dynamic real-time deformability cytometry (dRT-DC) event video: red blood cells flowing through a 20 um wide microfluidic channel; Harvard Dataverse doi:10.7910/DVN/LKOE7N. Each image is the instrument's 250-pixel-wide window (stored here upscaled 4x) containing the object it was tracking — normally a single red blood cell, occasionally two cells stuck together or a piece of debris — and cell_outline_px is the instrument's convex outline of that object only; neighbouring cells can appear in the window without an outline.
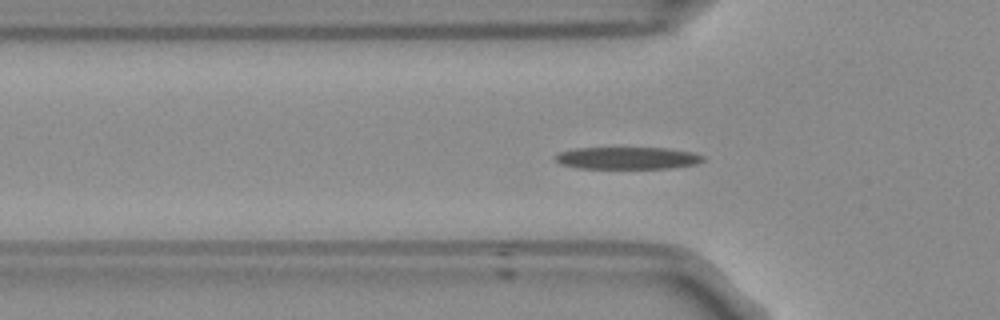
{"species": "Egyptian fruit bat (a non-hibernating species)", "species_latin": "Rousettus aegyptiacus", "temperature_condition": "room temperature", "stored_images_in_passage": 54, "camera_frame_rate_fps": 3000, "um_per_image_px": 0.085, "frame": {"image": 1, "passage_image": 16, "time_ms": 5.0, "image_size_px": [1000, 320], "cell_outline_px": [[704, 160], [696, 164], [668, 168], [580, 168], [560, 164], [556, 160], [556, 156], [560, 152], [576, 148], [668, 148], [692, 152], [704, 156]], "centroid_in_image_um": [53.35, 13.43], "position_along_channel_um": 72.4, "area_um2": 18.9}}
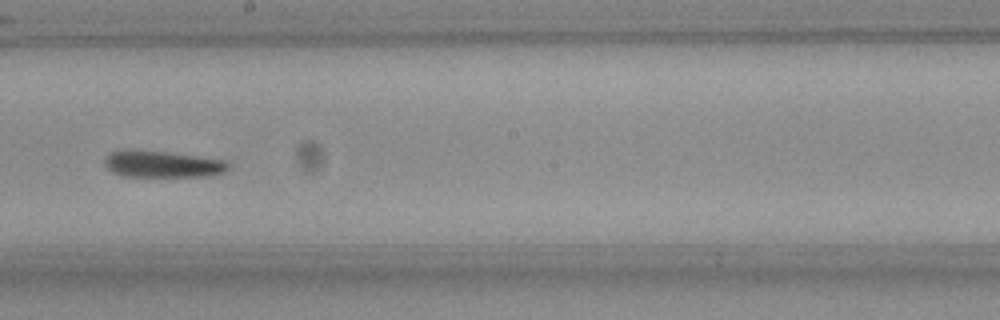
{"frame": {"image": 2, "passage_image": 29, "time_ms": 9.333, "image_size_px": [1000, 320], "cell_outline_px": [[228, 168], [224, 172], [212, 176], [124, 176], [108, 168], [104, 164], [104, 160], [112, 152], [120, 148], [128, 148], [168, 152], [224, 160], [228, 164]], "centroid_in_image_um": [13.78, 13.93], "position_along_channel_um": 234.4, "area_um2": 19.19}}
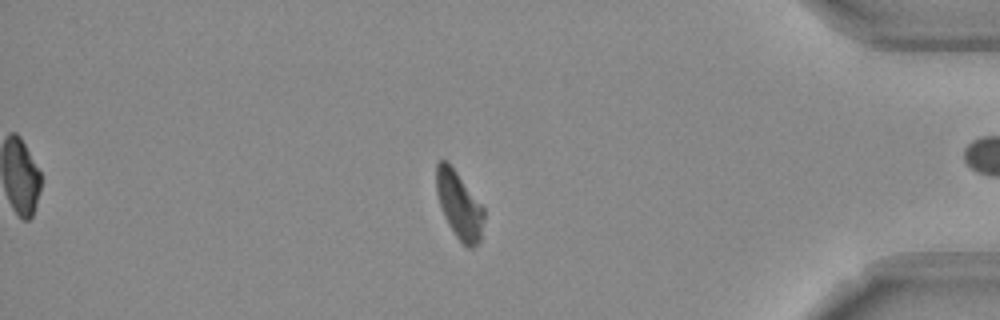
{"frame": {"image": 3, "passage_image": 45, "time_ms": 14.667, "image_size_px": [1000, 320], "cell_outline_px": [[484, 216], [480, 240], [472, 248], [468, 248], [456, 236], [448, 224], [444, 216], [436, 192], [436, 164], [440, 160], [444, 160], [456, 172], [484, 208]], "centroid_in_image_um": [39.02, 17.45], "position_along_channel_um": 396.2, "area_um2": 18.15}, "authors_computed_cell_mechanics": {"area_um2": 19.2763, "velocity_mm_per_s": 3.7179, "shape_relaxation_time_tau1_ms": 3.1443, "shape_relaxation_time_tau2_ms": 5.9647, "deformation_change_tau1": 0.1549, "deformation_change_tau2": 0.1565}}